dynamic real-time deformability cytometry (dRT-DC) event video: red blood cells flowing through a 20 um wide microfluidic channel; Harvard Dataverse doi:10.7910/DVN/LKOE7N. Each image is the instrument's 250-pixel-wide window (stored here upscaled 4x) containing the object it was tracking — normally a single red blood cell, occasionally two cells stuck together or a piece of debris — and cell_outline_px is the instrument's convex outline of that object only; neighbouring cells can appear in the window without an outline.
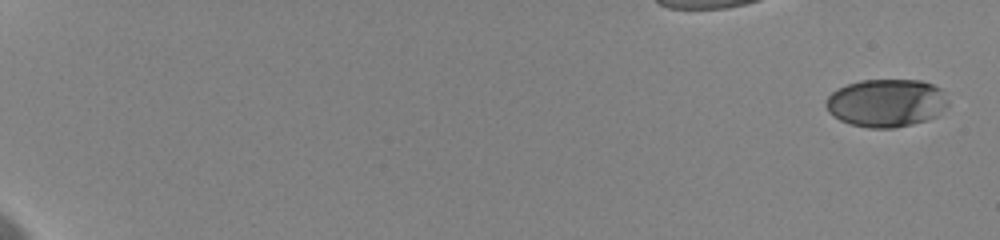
{"species": "human", "species_latin": "Homo sapiens", "temperature_condition": "cold", "stored_images_in_passage": 38, "camera_frame_rate_fps": 3000, "um_per_image_px": 0.085, "donor": {"sex": "female"}, "frame": {"image": 1, "passage_image": 1, "time_ms": 0.0, "image_size_px": [1000, 240], "cell_outline_px": [[948, 104], [936, 116], [928, 120], [912, 124], [892, 128], [868, 128], [852, 124], [840, 120], [832, 116], [828, 112], [824, 104], [828, 96], [832, 92], [848, 84], [860, 80], [920, 80], [932, 84], [940, 88], [948, 100]], "centroid_in_image_um": [75.32, 8.75], "position_along_channel_um": 9.7, "area_um2": 34.16}}
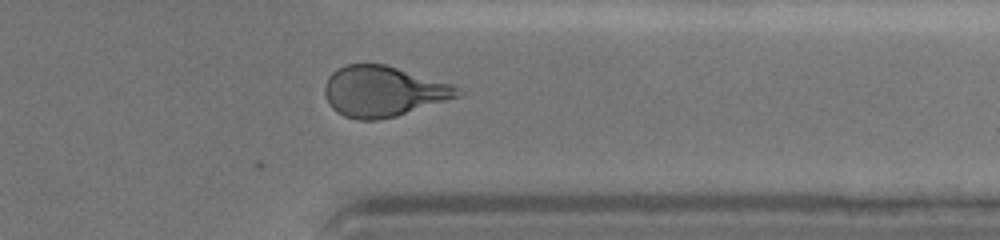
{"frame": {"image": 2, "passage_image": 32, "time_ms": 16.333, "image_size_px": [1000, 240], "cell_outline_px": [[464, 92], [460, 96], [396, 116], [376, 120], [360, 120], [344, 116], [336, 112], [328, 104], [324, 92], [324, 88], [328, 76], [336, 68], [344, 64], [384, 64], [452, 84]], "centroid_in_image_um": [32.53, 7.76], "position_along_channel_um": 378.9, "area_um2": 39.13}}
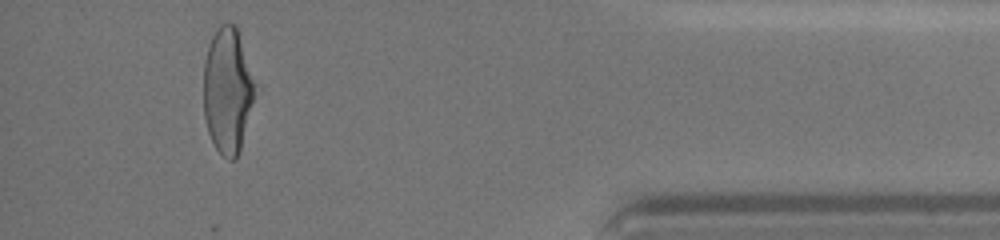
{"frame": {"image": 3, "passage_image": 36, "time_ms": 18.333, "image_size_px": [1000, 240], "cell_outline_px": [[256, 84], [240, 152], [236, 160], [228, 160], [216, 148], [208, 132], [204, 116], [204, 60], [212, 36], [216, 28], [220, 24], [236, 24]], "centroid_in_image_um": [19.33, 7.68], "position_along_channel_um": 415.9, "area_um2": 37.4}, "authors_computed_cell_mechanics": {"area_um2": 38.2347, "velocity_mm_per_s": 3.6034, "shape_relaxation_time_tau1_ms": 4.6087, "shape_relaxation_time_tau2_ms": 1.3194, "deformation_change_tau1": 0.1998, "deformation_change_tau2": 0.0804}}